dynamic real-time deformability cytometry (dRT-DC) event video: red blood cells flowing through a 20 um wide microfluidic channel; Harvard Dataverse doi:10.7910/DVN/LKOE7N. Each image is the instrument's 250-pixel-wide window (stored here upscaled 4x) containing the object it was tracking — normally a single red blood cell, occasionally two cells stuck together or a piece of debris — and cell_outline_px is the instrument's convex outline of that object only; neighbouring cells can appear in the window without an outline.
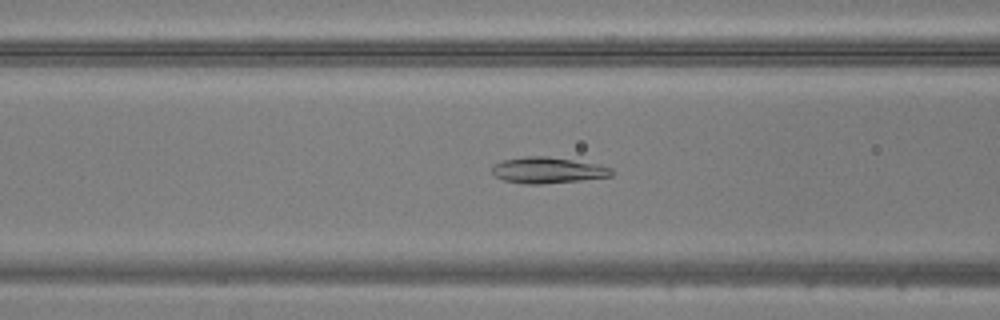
{"species": "common noctule bat (a hibernating species)", "species_latin": "Nyctalus noctula", "temperature_condition": "warm", "stored_images_in_passage": 48, "camera_frame_rate_fps": 3000, "um_per_image_px": 0.085, "animal": {"sex": "male", "body_mass_g": 20.5, "forearm_length_mm": 52.5}, "frame": {"image": 1, "passage_image": 19, "time_ms": 6.0, "image_size_px": [1000, 320], "cell_outline_px": [[612, 176], [580, 180], [540, 184], [524, 184], [504, 180], [496, 176], [492, 172], [492, 164], [504, 160], [524, 156], [548, 156], [600, 164], [612, 168]], "centroid_in_image_um": [46.56, 14.46], "position_along_channel_um": 120.0, "area_um2": 18.21}}
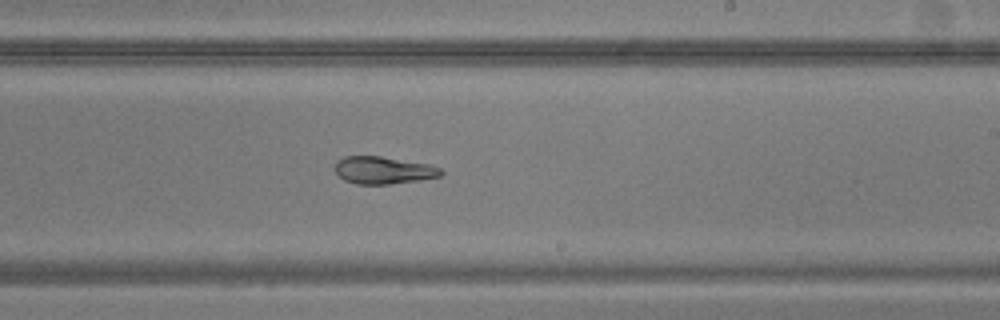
{"frame": {"image": 2, "passage_image": 29, "time_ms": 9.333, "image_size_px": [1000, 320], "cell_outline_px": [[444, 172], [440, 176], [420, 180], [388, 184], [356, 184], [344, 180], [336, 172], [336, 160], [344, 156], [380, 156], [432, 164], [440, 168]], "centroid_in_image_um": [32.61, 14.46], "position_along_channel_um": 256.4, "area_um2": 16.99}}
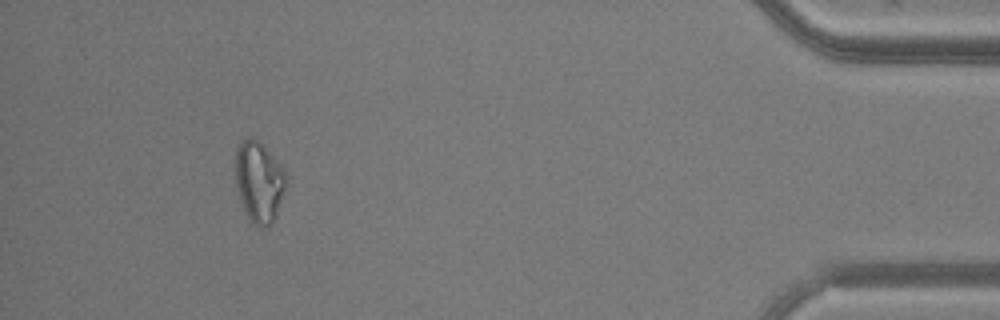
{"frame": {"image": 3, "passage_image": 45, "time_ms": 14.667, "image_size_px": [1000, 320], "cell_outline_px": [[284, 188], [276, 216], [272, 224], [268, 228], [260, 228], [248, 216], [240, 200], [236, 184], [236, 148], [240, 140], [248, 136], [252, 136], [284, 168]], "centroid_in_image_um": [21.99, 15.45], "position_along_channel_um": 413.2, "area_um2": 23.35}}